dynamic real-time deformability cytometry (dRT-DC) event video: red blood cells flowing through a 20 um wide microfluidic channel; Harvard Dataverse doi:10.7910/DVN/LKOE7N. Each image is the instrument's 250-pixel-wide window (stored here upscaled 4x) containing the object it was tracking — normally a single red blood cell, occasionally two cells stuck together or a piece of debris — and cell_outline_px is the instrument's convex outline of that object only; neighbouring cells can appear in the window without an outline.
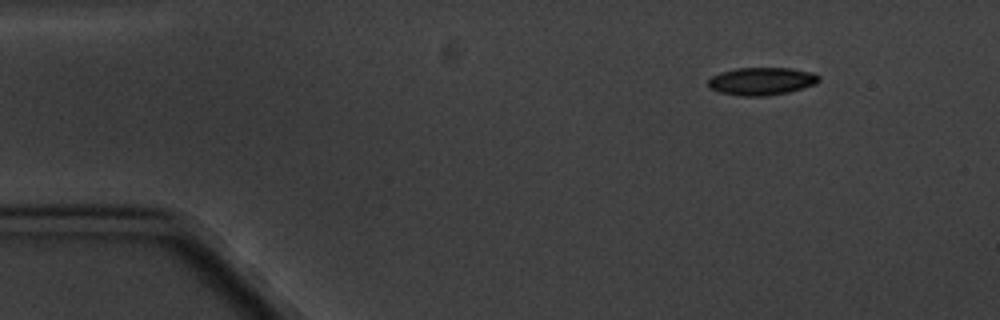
{"species": "common noctule bat (a hibernating species)", "species_latin": "Nyctalus noctula", "temperature_condition": "cold", "stored_images_in_passage": 5, "camera_frame_rate_fps": 3000, "um_per_image_px": 0.085, "animal": {"sex": "male", "body_mass_g": 20.1, "forearm_length_mm": 53.5}, "frame": {"image": 1, "passage_image": 1, "time_ms": 0.0, "image_size_px": [1000, 320], "cell_outline_px": [[820, 80], [816, 84], [804, 88], [788, 92], [768, 96], [740, 96], [720, 92], [708, 88], [708, 80], [712, 76], [720, 72], [736, 68], [792, 68], [812, 72], [820, 76]], "centroid_in_image_um": [64.74, 6.9], "position_along_channel_um": 20.3, "area_um2": 18.09}}
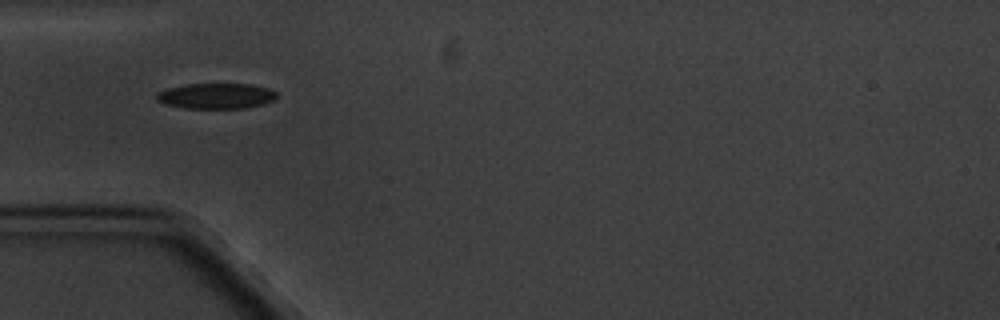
{"frame": {"image": 2, "passage_image": 4, "time_ms": 3.667, "image_size_px": [1000, 320], "cell_outline_px": [[276, 100], [244, 108], [184, 108], [164, 104], [156, 100], [156, 92], [168, 88], [188, 84], [252, 84], [268, 88], [276, 92]], "centroid_in_image_um": [18.35, 8.15], "position_along_channel_um": 66.7, "area_um2": 17.86}}